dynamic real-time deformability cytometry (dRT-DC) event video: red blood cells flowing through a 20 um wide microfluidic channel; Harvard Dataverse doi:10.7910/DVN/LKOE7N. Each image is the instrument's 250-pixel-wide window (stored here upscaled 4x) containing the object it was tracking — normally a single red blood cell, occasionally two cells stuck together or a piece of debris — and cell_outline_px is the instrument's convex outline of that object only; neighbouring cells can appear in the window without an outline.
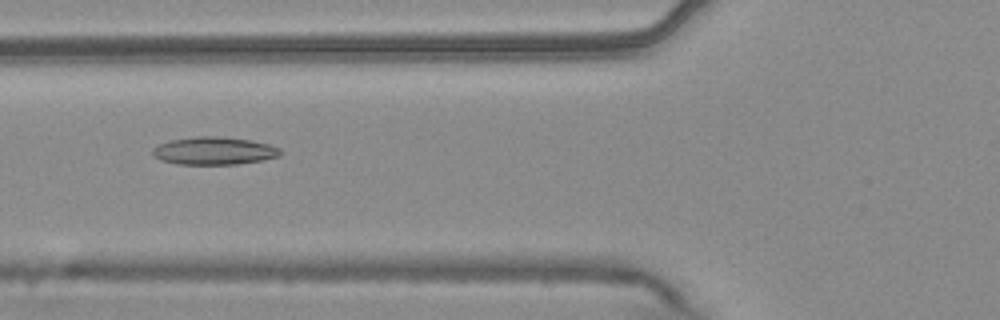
{"species": "common noctule bat (a hibernating species)", "species_latin": "Nyctalus noctula", "temperature_condition": "warm", "stored_images_in_passage": 55, "camera_frame_rate_fps": 3000, "um_per_image_px": 0.085, "animal": {"sex": "male", "body_mass_g": 20.4}, "frame": {"image": 1, "passage_image": 21, "time_ms": 6.667, "image_size_px": [1000, 320], "cell_outline_px": [[284, 152], [280, 156], [264, 160], [236, 164], [176, 164], [160, 160], [152, 156], [152, 148], [160, 144], [172, 140], [196, 136], [216, 136], [252, 140], [268, 144], [280, 148]], "centroid_in_image_um": [18.22, 12.82], "position_along_channel_um": 107.6, "area_um2": 20.81}}
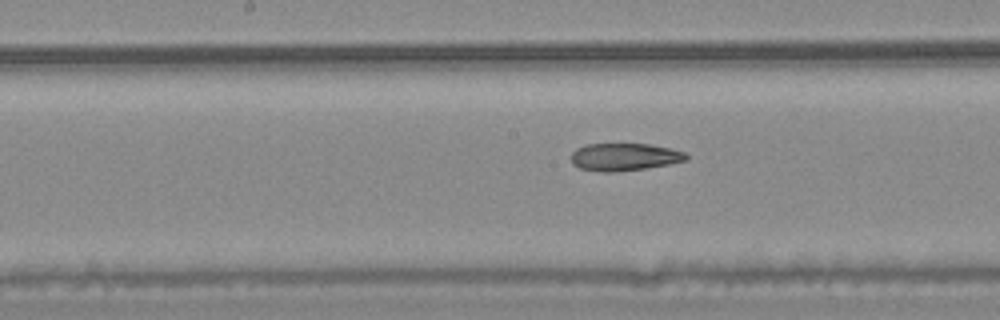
{"frame": {"image": 2, "passage_image": 28, "time_ms": 9.0, "image_size_px": [1000, 320], "cell_outline_px": [[688, 160], [668, 164], [644, 168], [616, 172], [600, 172], [580, 168], [572, 164], [572, 152], [576, 148], [584, 144], [648, 144], [672, 148], [684, 152], [688, 156]], "centroid_in_image_um": [53.06, 13.33], "position_along_channel_um": 195.1, "area_um2": 18.5}}
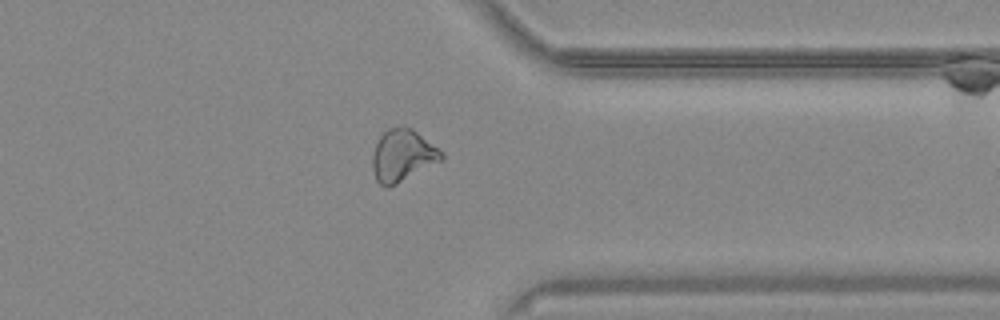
{"frame": {"image": 3, "passage_image": 43, "time_ms": 14.0, "image_size_px": [1000, 320], "cell_outline_px": [[444, 160], [388, 188], [380, 184], [376, 180], [372, 168], [372, 156], [376, 144], [380, 136], [388, 128], [412, 128], [444, 152]], "centroid_in_image_um": [34.24, 13.24], "position_along_channel_um": 377.2, "area_um2": 20.87}, "authors_computed_cell_mechanics": {"area_um2": 21.5016, "velocity_mm_per_s": 3.7373, "shape_relaxation_time_tau1_ms": null, "shape_relaxation_time_tau2_ms": 5.758, "deformation_change_tau1": null, "deformation_change_tau2": 0.149}}